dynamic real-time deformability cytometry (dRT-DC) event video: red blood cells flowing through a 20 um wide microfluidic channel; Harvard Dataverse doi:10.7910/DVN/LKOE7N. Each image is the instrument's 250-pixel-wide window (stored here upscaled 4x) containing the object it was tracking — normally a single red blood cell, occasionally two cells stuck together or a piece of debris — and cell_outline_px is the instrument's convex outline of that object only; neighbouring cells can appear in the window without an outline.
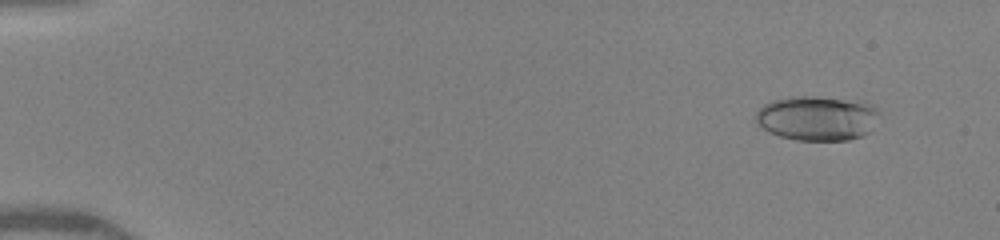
{"species": "human", "species_latin": "Homo sapiens", "temperature_condition": "warm", "stored_images_in_passage": 50, "camera_frame_rate_fps": 3000, "um_per_image_px": 0.085, "donor": {"sex": "female"}, "frame": {"image": 1, "passage_image": 5, "time_ms": 1.333, "image_size_px": [1000, 240], "cell_outline_px": [[880, 112], [868, 132], [864, 136], [848, 140], [796, 140], [780, 136], [768, 132], [756, 120], [756, 112], [764, 104], [772, 100], [788, 96], [816, 96], [864, 100], [872, 104]], "centroid_in_image_um": [69.48, 10.02], "position_along_channel_um": 15.5, "area_um2": 32.48}}
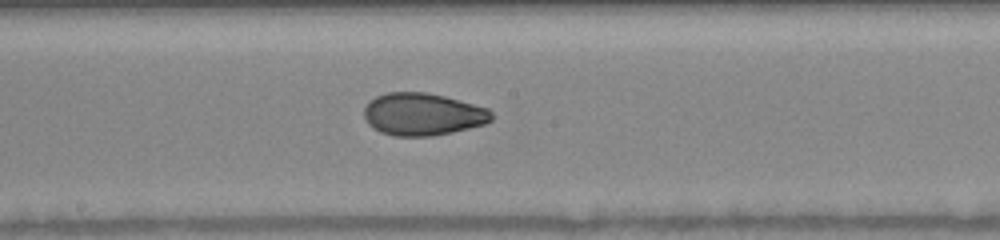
{"frame": {"image": 2, "passage_image": 29, "time_ms": 9.333, "image_size_px": [1000, 240], "cell_outline_px": [[492, 120], [484, 124], [452, 132], [432, 136], [396, 136], [380, 132], [372, 128], [368, 124], [364, 116], [364, 108], [368, 100], [376, 96], [388, 92], [428, 92], [444, 96], [488, 108], [492, 112]], "centroid_in_image_um": [35.9, 9.71], "position_along_channel_um": 212.3, "area_um2": 31.62}}
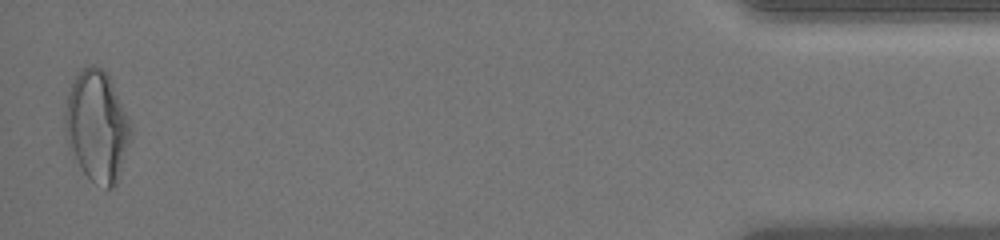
{"frame": {"image": 3, "passage_image": 50, "time_ms": 16.333, "image_size_px": [1000, 240], "cell_outline_px": [[132, 132], [116, 184], [112, 188], [108, 188], [92, 180], [84, 172], [68, 148], [64, 132], [64, 112], [72, 80], [76, 72], [92, 64], [96, 64], [104, 68], [132, 124]], "centroid_in_image_um": [8.22, 10.68], "position_along_channel_um": 427.0, "area_um2": 42.37}, "authors_computed_cell_mechanics": {"area_um2": 31.9634, "velocity_mm_per_s": 4.1341, "shape_relaxation_time_tau1_ms": 5.2441, "shape_relaxation_time_tau2_ms": 1.3557, "deformation_change_tau1": 0.1979, "deformation_change_tau2": 0.0506}}